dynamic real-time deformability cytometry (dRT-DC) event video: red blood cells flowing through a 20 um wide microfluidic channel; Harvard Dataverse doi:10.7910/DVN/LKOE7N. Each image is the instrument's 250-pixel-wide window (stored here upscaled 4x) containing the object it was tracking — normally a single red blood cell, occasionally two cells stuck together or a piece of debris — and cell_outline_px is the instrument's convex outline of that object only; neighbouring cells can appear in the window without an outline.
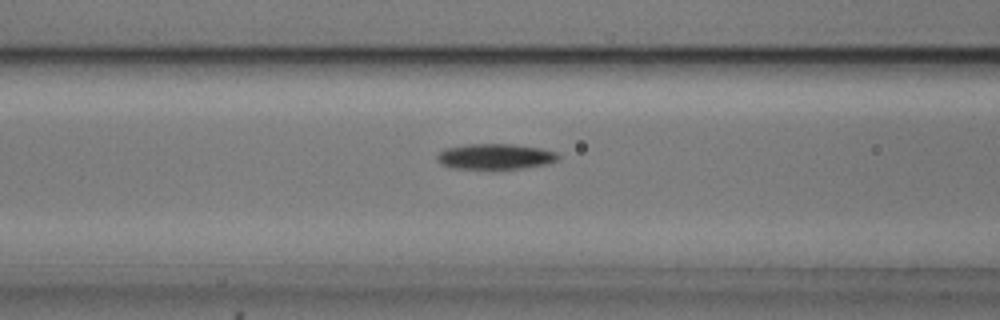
{"species": "common noctule bat (a hibernating species)", "species_latin": "Nyctalus noctula", "temperature_condition": "cold", "stored_images_in_passage": 55, "camera_frame_rate_fps": 3000, "um_per_image_px": 0.085, "animal": {"sex": "male", "body_mass_g": 20.5, "forearm_length_mm": 52.5}, "frame": {"image": 1, "passage_image": 22, "time_ms": 7.0, "image_size_px": [1000, 320], "cell_outline_px": [[560, 160], [548, 164], [520, 168], [452, 168], [440, 164], [436, 160], [436, 156], [444, 148], [468, 144], [512, 144], [540, 148], [556, 152], [560, 156]], "centroid_in_image_um": [42.1, 13.29], "position_along_channel_um": 124.5, "area_um2": 18.03}}
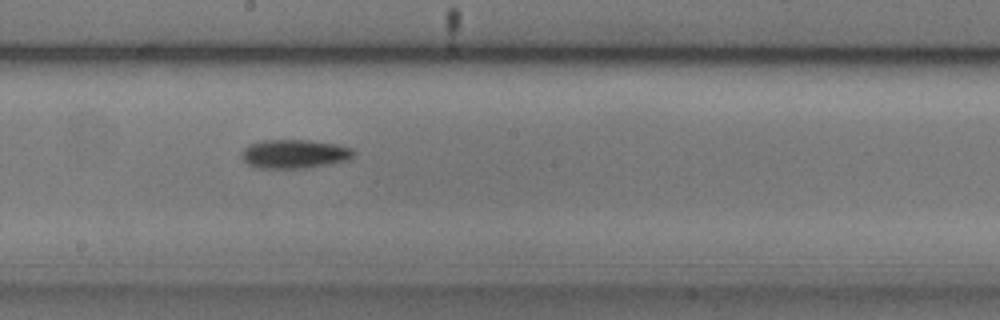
{"frame": {"image": 2, "passage_image": 30, "time_ms": 9.667, "image_size_px": [1000, 320], "cell_outline_px": [[356, 152], [348, 160], [332, 164], [308, 168], [256, 168], [248, 164], [240, 156], [240, 152], [248, 144], [260, 140], [308, 140], [340, 144], [352, 148]], "centroid_in_image_um": [25.03, 13.08], "position_along_channel_um": 223.2, "area_um2": 19.25}}
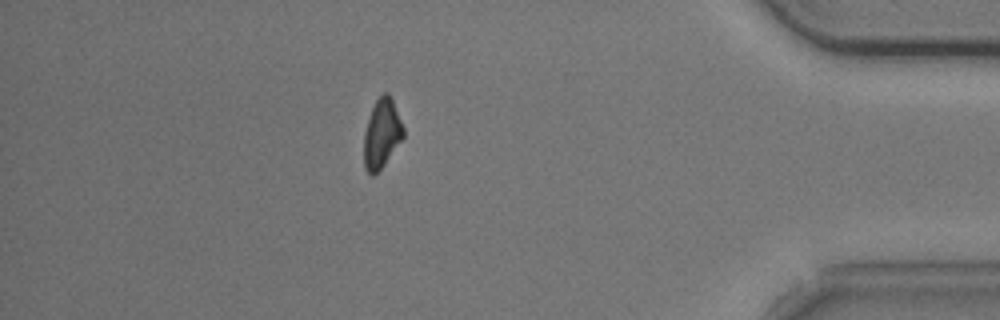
{"frame": {"image": 3, "passage_image": 48, "time_ms": 15.667, "image_size_px": [1000, 320], "cell_outline_px": [[404, 136], [384, 164], [372, 176], [364, 168], [364, 132], [372, 108], [376, 100], [384, 92], [388, 92], [392, 100], [404, 128]], "centroid_in_image_um": [32.44, 11.35], "position_along_channel_um": 402.8, "area_um2": 15.55}, "authors_computed_cell_mechanics": {"area_um2": 17.2822, "velocity_mm_per_s": 3.6953, "shape_relaxation_time_tau1_ms": 3.7634, "shape_relaxation_time_tau2_ms": null, "deformation_change_tau1": 0.1316, "deformation_change_tau2": null}}